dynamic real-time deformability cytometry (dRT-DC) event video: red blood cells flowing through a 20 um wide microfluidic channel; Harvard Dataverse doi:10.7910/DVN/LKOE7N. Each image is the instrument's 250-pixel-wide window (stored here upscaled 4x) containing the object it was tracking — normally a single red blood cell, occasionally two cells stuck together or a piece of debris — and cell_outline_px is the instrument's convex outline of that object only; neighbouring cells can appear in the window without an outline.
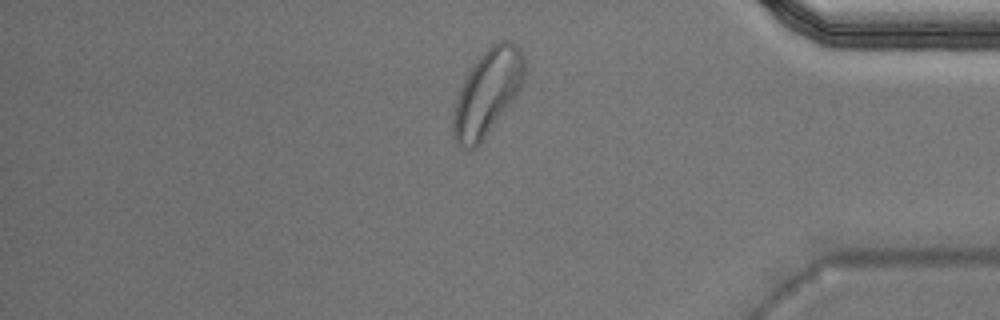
{"species": "Egyptian fruit bat (a non-hibernating species)", "species_latin": "Rousettus aegyptiacus", "temperature_condition": "warm", "stored_images_in_passage": 44, "camera_frame_rate_fps": 3000, "um_per_image_px": 0.085, "animal": {"sex": "male"}, "frame": {"image": 1, "passage_image": 38, "time_ms": 12.333, "image_size_px": [1000, 320], "cell_outline_px": [[524, 76], [520, 88], [512, 100], [484, 140], [476, 148], [460, 148], [456, 144], [452, 136], [452, 120], [456, 100], [464, 80], [476, 60], [492, 44], [500, 40], [504, 40], [516, 44], [524, 60]], "centroid_in_image_um": [41.39, 7.92], "position_along_channel_um": 393.8, "area_um2": 35.08}, "authors_computed_cell_mechanics": {"area_um2": 23.9292, "velocity_mm_per_s": 3.9707, "shape_relaxation_time_tau1_ms": 5.2843, "shape_relaxation_time_tau2_ms": 2.6313, "deformation_change_tau1": 0.1495, "deformation_change_tau2": 0.0971}}